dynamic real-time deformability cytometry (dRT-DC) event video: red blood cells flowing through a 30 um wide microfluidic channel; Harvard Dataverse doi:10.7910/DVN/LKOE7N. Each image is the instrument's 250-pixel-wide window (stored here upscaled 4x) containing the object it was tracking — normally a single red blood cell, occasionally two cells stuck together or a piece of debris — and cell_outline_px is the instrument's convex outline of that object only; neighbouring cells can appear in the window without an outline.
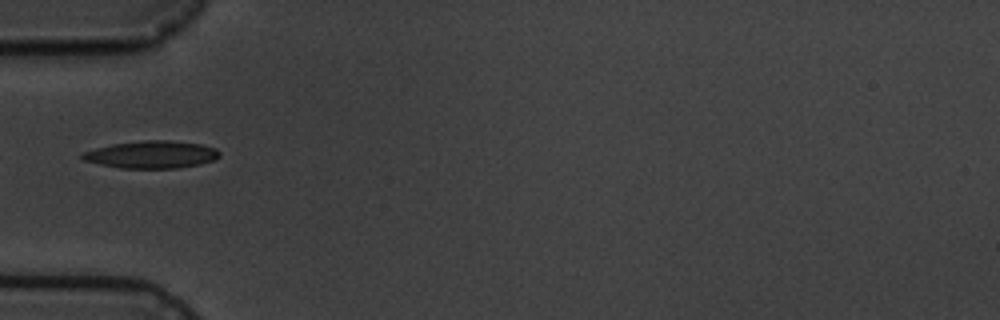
{"species": "common noctule bat (a hibernating species)", "species_latin": "Nyctalus noctula", "temperature_condition": "cold", "stored_images_in_passage": 5, "camera_frame_rate_fps": 3000, "um_per_image_px": 0.085, "animal": {"sex": "male", "body_mass_g": 19.5, "forearm_length_mm": 54.6}, "frame": {"image": 1, "passage_image": 5, "time_ms": 5.333, "image_size_px": [1000, 320], "cell_outline_px": [[220, 156], [216, 160], [200, 164], [176, 168], [120, 168], [100, 164], [84, 160], [80, 156], [84, 152], [96, 148], [112, 144], [144, 140], [168, 140], [200, 144], [216, 148], [220, 152]], "centroid_in_image_um": [12.92, 13.14], "position_along_channel_um": 72.1, "area_um2": 21.85}}